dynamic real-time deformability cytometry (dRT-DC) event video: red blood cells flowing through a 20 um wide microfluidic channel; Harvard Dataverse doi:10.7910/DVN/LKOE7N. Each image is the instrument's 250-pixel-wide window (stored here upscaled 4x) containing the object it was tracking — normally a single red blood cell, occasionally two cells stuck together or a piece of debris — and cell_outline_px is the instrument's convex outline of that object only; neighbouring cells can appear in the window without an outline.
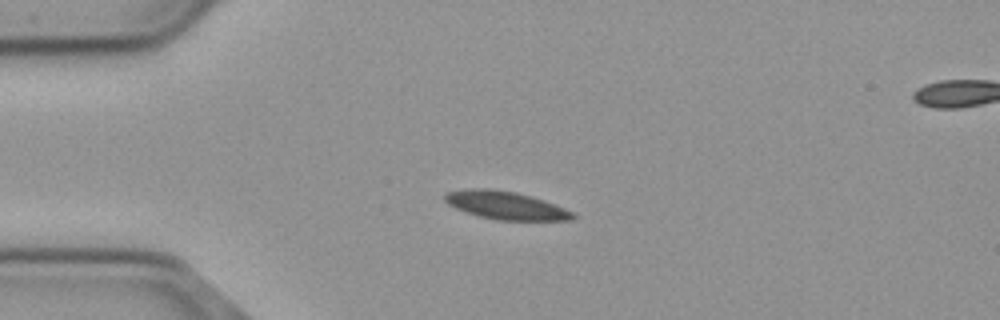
{"species": "common noctule bat (a hibernating species)", "species_latin": "Nyctalus noctula", "temperature_condition": "cold", "stored_images_in_passage": 44, "camera_frame_rate_fps": 3000, "um_per_image_px": 0.085, "animal": {"sex": "male", "body_mass_g": 23.1, "forearm_length_mm": 52.7}, "frame": {"image": 1, "passage_image": 1, "time_ms": 0.0, "image_size_px": [1000, 320], "cell_outline_px": [[576, 216], [572, 220], [496, 220], [480, 216], [456, 208], [448, 204], [444, 200], [444, 196], [448, 192], [468, 188], [488, 188], [516, 192], [544, 200], [564, 208], [572, 212]], "centroid_in_image_um": [42.98, 17.45], "position_along_channel_um": 42.0, "area_um2": 20.69}}
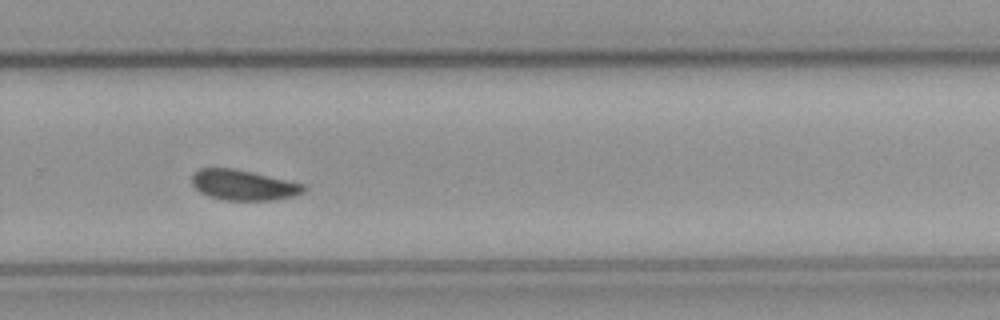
{"frame": {"image": 2, "passage_image": 25, "time_ms": 8.0, "image_size_px": [1000, 320], "cell_outline_px": [[308, 188], [304, 192], [292, 196], [276, 200], [224, 200], [208, 196], [200, 192], [192, 184], [192, 176], [200, 168], [232, 168], [252, 172], [304, 184]], "centroid_in_image_um": [20.7, 15.74], "position_along_channel_um": 309.1, "area_um2": 19.71}}
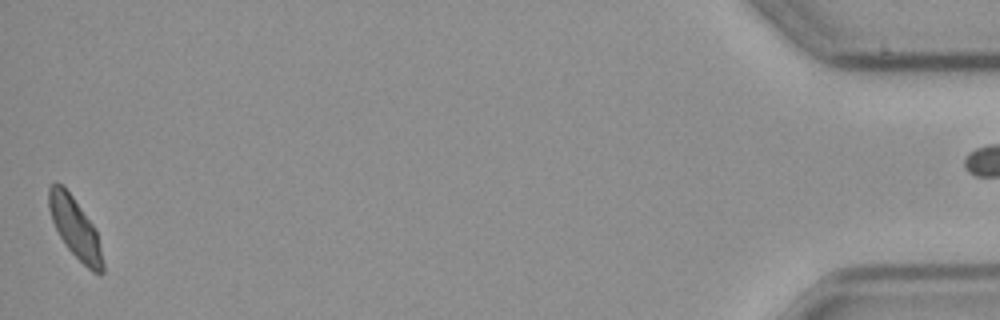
{"frame": {"image": 3, "passage_image": 43, "time_ms": 14.0, "image_size_px": [1000, 320], "cell_outline_px": [[104, 272], [100, 276], [92, 272], [68, 248], [60, 236], [52, 220], [48, 208], [48, 188], [52, 184], [60, 184], [72, 196], [92, 224], [96, 232], [104, 264]], "centroid_in_image_um": [6.39, 19.41], "position_along_channel_um": 428.8, "area_um2": 18.44}}